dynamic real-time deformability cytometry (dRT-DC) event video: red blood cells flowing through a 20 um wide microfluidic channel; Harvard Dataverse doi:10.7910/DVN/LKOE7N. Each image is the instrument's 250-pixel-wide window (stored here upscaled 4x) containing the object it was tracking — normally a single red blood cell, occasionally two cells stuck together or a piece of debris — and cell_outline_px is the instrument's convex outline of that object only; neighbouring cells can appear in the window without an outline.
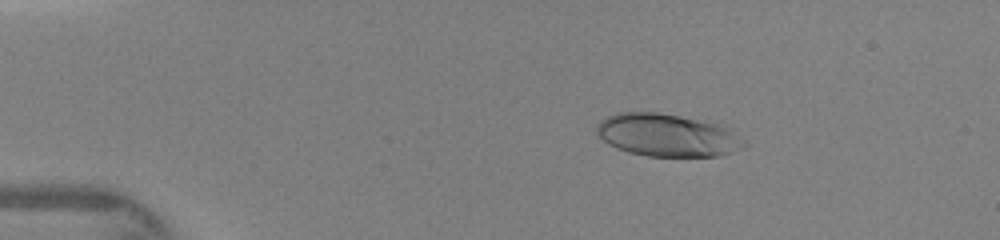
{"species": "human", "species_latin": "Homo sapiens", "temperature_condition": "warm", "stored_images_in_passage": 42, "camera_frame_rate_fps": 3000, "um_per_image_px": 0.085, "donor": {"sex": "female"}, "frame": {"image": 1, "passage_image": 12, "time_ms": 2.667, "image_size_px": [1000, 240], "cell_outline_px": [[748, 144], [744, 148], [732, 152], [716, 156], [648, 156], [628, 152], [616, 148], [608, 144], [596, 132], [596, 124], [600, 120], [608, 116], [620, 112], [660, 112], [724, 124], [744, 140]], "centroid_in_image_um": [56.74, 11.48], "position_along_channel_um": 28.3, "area_um2": 36.99}}
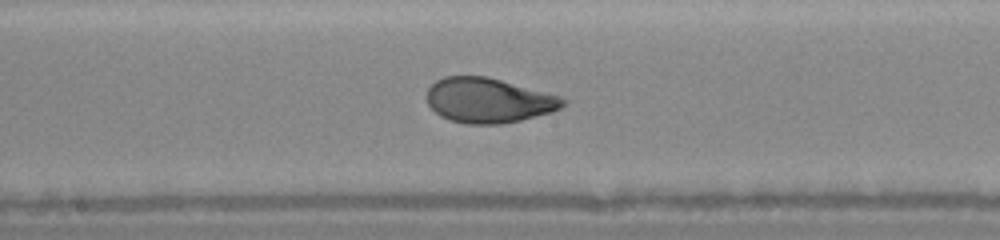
{"frame": {"image": 2, "passage_image": 32, "time_ms": 8.333, "image_size_px": [1000, 240], "cell_outline_px": [[568, 104], [552, 112], [520, 120], [500, 124], [464, 124], [448, 120], [440, 116], [428, 104], [428, 88], [436, 80], [444, 76], [488, 76], [560, 96], [568, 100]], "centroid_in_image_um": [41.54, 8.53], "position_along_channel_um": 206.7, "area_um2": 35.72}}
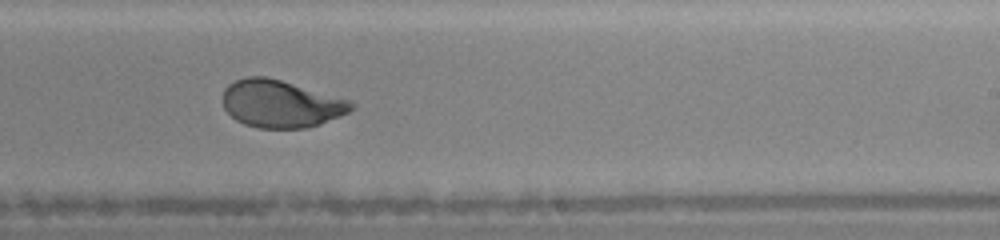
{"frame": {"image": 3, "passage_image": 38, "time_ms": 9.667, "image_size_px": [1000, 240], "cell_outline_px": [[356, 108], [340, 116], [320, 124], [304, 128], [256, 128], [244, 124], [236, 120], [224, 108], [224, 88], [228, 84], [236, 80], [248, 76], [264, 76], [280, 80], [352, 100], [356, 104]], "centroid_in_image_um": [23.9, 8.83], "position_along_channel_um": 265.1, "area_um2": 35.55}}